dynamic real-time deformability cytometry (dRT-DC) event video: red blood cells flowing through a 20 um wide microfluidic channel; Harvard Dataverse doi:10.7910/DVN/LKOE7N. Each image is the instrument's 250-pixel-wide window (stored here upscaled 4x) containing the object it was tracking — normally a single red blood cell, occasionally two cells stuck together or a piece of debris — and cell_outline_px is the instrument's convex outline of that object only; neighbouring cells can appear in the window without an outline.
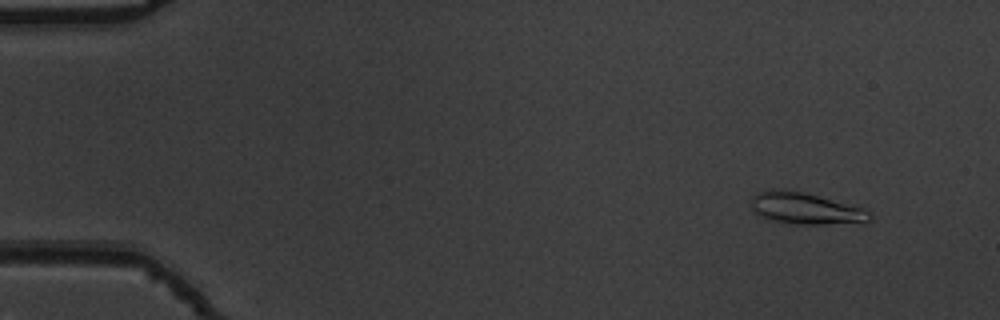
{"species": "common noctule bat (a hibernating species)", "species_latin": "Nyctalus noctula", "temperature_condition": "warm", "stored_images_in_passage": 54, "camera_frame_rate_fps": 3000, "um_per_image_px": 0.085, "animal": {"sex": "male", "body_mass_g": 19.5, "forearm_length_mm": 54.6}, "frame": {"image": 1, "passage_image": 5, "time_ms": 1.333, "image_size_px": [1000, 320], "cell_outline_px": [[872, 220], [820, 224], [796, 224], [756, 216], [752, 208], [752, 196], [756, 192], [768, 188], [784, 188], [864, 208], [872, 216]], "centroid_in_image_um": [68.35, 17.69], "position_along_channel_um": 16.6, "area_um2": 21.44}}
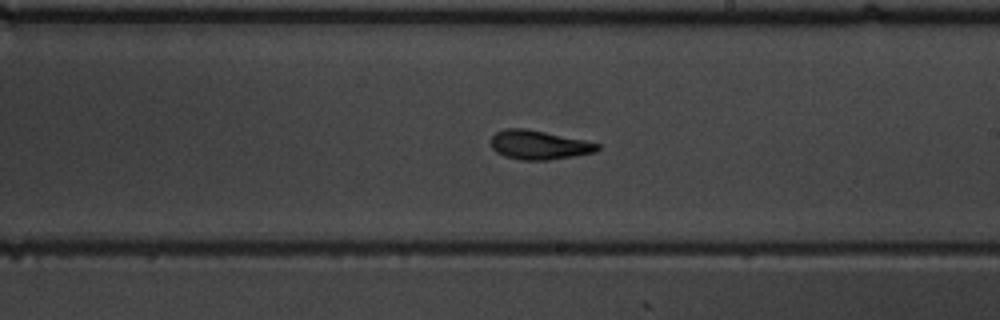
{"frame": {"image": 2, "passage_image": 32, "time_ms": 10.333, "image_size_px": [1000, 320], "cell_outline_px": [[600, 148], [596, 152], [576, 156], [548, 160], [520, 160], [504, 156], [496, 152], [492, 148], [492, 136], [496, 132], [508, 128], [524, 128], [584, 140], [600, 144]], "centroid_in_image_um": [45.82, 12.33], "position_along_channel_um": 243.2, "area_um2": 17.98}}
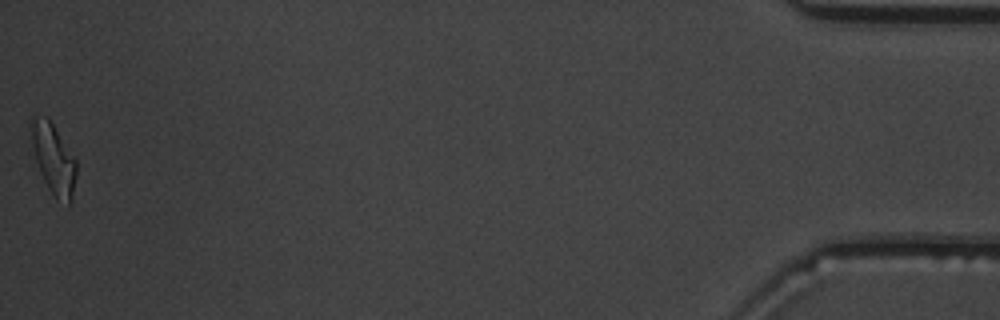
{"frame": {"image": 3, "passage_image": 54, "time_ms": 17.667, "image_size_px": [1000, 320], "cell_outline_px": [[76, 176], [72, 200], [68, 208], [56, 200], [48, 188], [40, 172], [36, 160], [32, 144], [32, 116], [48, 116], [76, 160]], "centroid_in_image_um": [4.58, 13.58], "position_along_channel_um": 430.6, "area_um2": 18.5}, "authors_computed_cell_mechanics": {"area_um2": 18.3804, "velocity_mm_per_s": 3.8085, "shape_relaxation_time_tau1_ms": 4.2231, "shape_relaxation_time_tau2_ms": 2.6668, "deformation_change_tau1": 0.1482, "deformation_change_tau2": 0.1074}}